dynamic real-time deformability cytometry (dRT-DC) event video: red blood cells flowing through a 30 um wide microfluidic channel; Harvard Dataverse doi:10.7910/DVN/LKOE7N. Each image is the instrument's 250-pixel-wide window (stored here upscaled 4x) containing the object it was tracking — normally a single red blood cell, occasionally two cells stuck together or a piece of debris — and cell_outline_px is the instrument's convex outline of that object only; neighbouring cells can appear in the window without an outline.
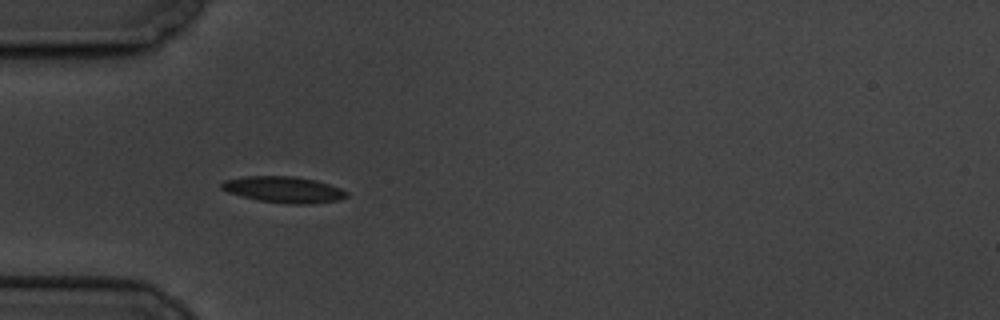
{"species": "common noctule bat (a hibernating species)", "species_latin": "Nyctalus noctula", "temperature_condition": "cold", "stored_images_in_passage": 6, "camera_frame_rate_fps": 3000, "um_per_image_px": 0.085, "animal": {"sex": "male", "body_mass_g": 19.5, "forearm_length_mm": 54.6}, "frame": {"image": 1, "passage_image": 5, "time_ms": 5.0, "image_size_px": [1000, 320], "cell_outline_px": [[348, 196], [340, 200], [308, 204], [288, 204], [256, 200], [228, 192], [220, 188], [220, 184], [224, 180], [244, 176], [296, 176], [316, 180], [340, 188], [348, 192]], "centroid_in_image_um": [24.11, 16.11], "position_along_channel_um": 60.9, "area_um2": 19.25}}
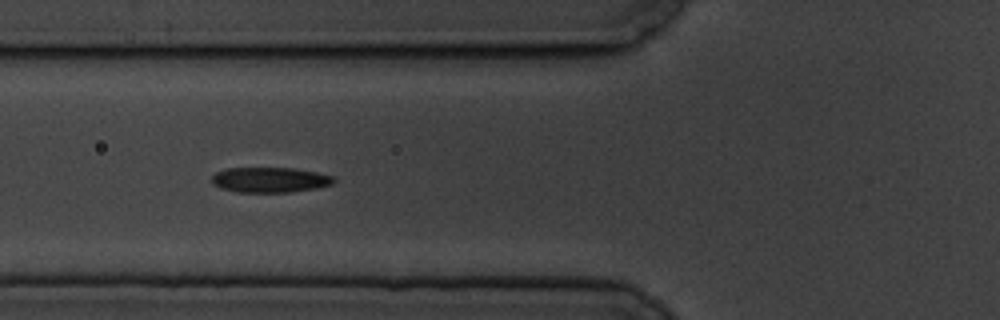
{"frame": {"image": 2, "passage_image": 6, "time_ms": 6.333, "image_size_px": [1000, 320], "cell_outline_px": [[336, 180], [332, 184], [316, 188], [288, 192], [236, 192], [220, 188], [212, 184], [212, 176], [216, 172], [228, 168], [292, 168], [316, 172], [332, 176]], "centroid_in_image_um": [22.91, 15.29], "position_along_channel_um": 102.9, "area_um2": 17.86}}